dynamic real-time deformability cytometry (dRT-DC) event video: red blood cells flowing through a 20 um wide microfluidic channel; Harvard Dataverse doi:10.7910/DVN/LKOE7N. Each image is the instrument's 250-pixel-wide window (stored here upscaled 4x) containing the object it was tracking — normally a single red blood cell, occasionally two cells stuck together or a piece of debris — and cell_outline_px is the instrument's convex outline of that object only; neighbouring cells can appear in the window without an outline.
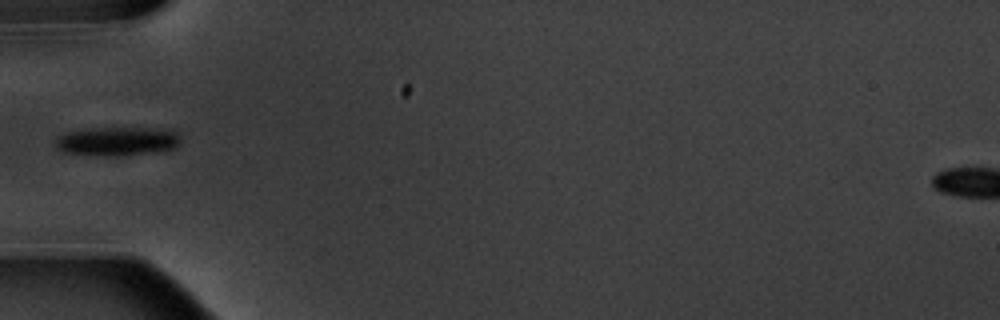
{"species": "common noctule bat (a hibernating species)", "species_latin": "Nyctalus noctula", "temperature_condition": "warm", "stored_images_in_passage": 8, "camera_frame_rate_fps": 3000, "um_per_image_px": 0.085, "animal": {"sex": "male", "body_mass_g": 20.1, "forearm_length_mm": 53.5}, "frame": {"image": 1, "passage_image": 7, "time_ms": 7.333, "image_size_px": [1000, 320], "cell_outline_px": [[180, 140], [176, 148], [164, 152], [120, 156], [100, 156], [64, 152], [56, 148], [56, 136], [68, 132], [92, 128], [172, 128], [180, 136]], "centroid_in_image_um": [10.05, 12.01], "position_along_channel_um": 75.0, "area_um2": 21.62}}